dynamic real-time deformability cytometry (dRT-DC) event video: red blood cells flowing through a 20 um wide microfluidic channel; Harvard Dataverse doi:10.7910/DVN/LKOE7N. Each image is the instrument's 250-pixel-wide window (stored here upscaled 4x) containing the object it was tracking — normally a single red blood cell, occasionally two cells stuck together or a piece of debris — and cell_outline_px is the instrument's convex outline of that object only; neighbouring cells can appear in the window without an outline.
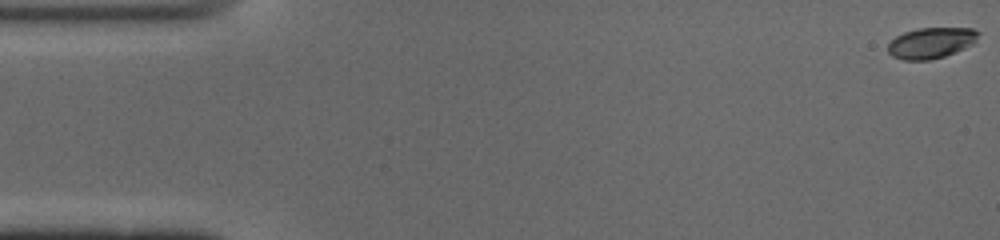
{"species": "common noctule bat (a hibernating species)", "species_latin": "Nyctalus noctula", "temperature_condition": "cold", "stored_images_in_passage": 51, "camera_frame_rate_fps": 3000, "um_per_image_px": 0.085, "animal": {"sex": "male", "body_mass_g": 19.0, "forearm_length_mm": 50.8}, "frame": {"image": 1, "passage_image": 1, "time_ms": 0.0, "image_size_px": [1000, 240], "cell_outline_px": [[980, 32], [976, 40], [972, 44], [964, 48], [944, 56], [928, 60], [904, 60], [892, 56], [888, 52], [888, 44], [896, 36], [904, 32], [920, 28], [972, 28]], "centroid_in_image_um": [79.13, 3.64], "position_along_channel_um": 5.9, "area_um2": 16.13}}
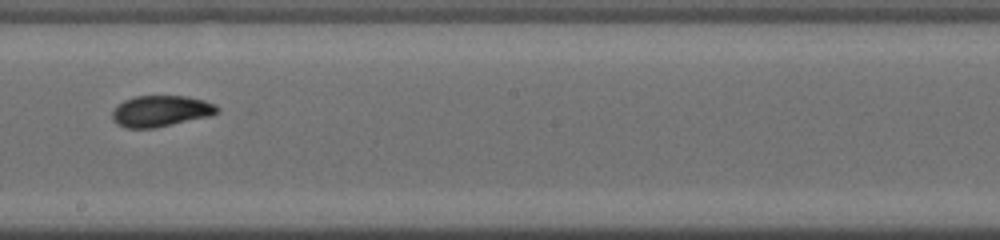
{"frame": {"image": 2, "passage_image": 28, "time_ms": 9.0, "image_size_px": [1000, 240], "cell_outline_px": [[220, 112], [208, 116], [172, 124], [152, 128], [124, 128], [116, 124], [112, 120], [112, 112], [124, 100], [136, 96], [184, 96], [204, 100], [220, 108]], "centroid_in_image_um": [13.64, 9.44], "position_along_channel_um": 234.6, "area_um2": 18.84}}
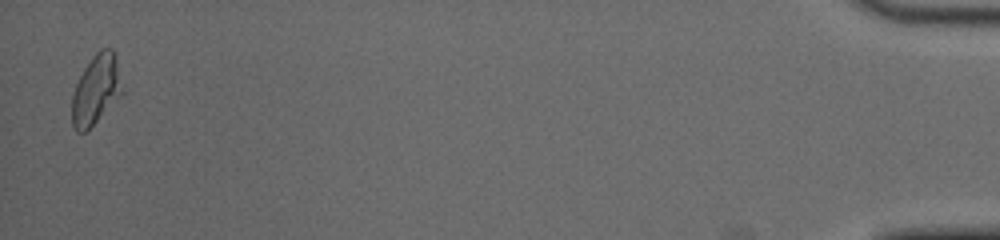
{"frame": {"image": 3, "passage_image": 50, "time_ms": 16.333, "image_size_px": [1000, 240], "cell_outline_px": [[124, 92], [84, 132], [76, 132], [72, 124], [72, 96], [76, 84], [84, 68], [92, 56], [100, 48], [112, 48], [116, 56]], "centroid_in_image_um": [8.17, 7.57], "position_along_channel_um": 427.0, "area_um2": 20.17}, "authors_computed_cell_mechanics": {"area_um2": 18.9584, "velocity_mm_per_s": 3.9206, "shape_relaxation_time_tau1_ms": 7.4563, "shape_relaxation_time_tau2_ms": 1.9674, "deformation_change_tau1": 0.1898, "deformation_change_tau2": 0.0633}}